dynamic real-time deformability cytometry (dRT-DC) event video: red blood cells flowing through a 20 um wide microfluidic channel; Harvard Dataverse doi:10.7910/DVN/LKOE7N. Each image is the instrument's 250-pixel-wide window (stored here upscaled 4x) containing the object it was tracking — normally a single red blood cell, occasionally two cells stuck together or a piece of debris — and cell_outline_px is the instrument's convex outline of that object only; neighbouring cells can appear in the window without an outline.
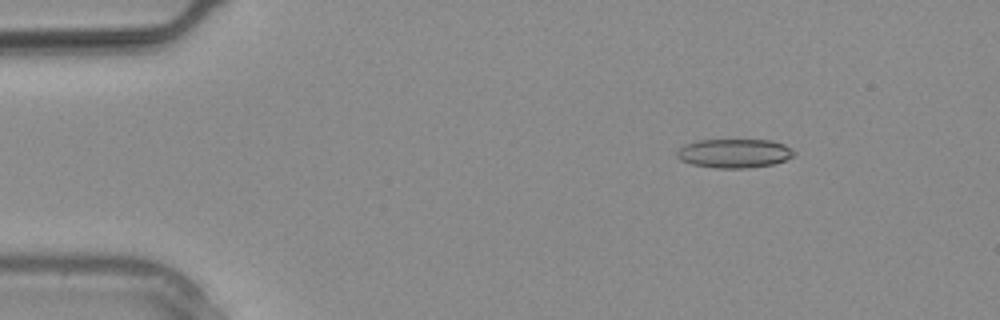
{"species": "common noctule bat (a hibernating species)", "species_latin": "Nyctalus noctula", "temperature_condition": "warm", "stored_images_in_passage": 3, "camera_frame_rate_fps": 3000, "um_per_image_px": 0.085, "animal": {"sex": "male", "body_mass_g": 20.4}, "frame": {"image": 1, "passage_image": 2, "time_ms": 0.333, "image_size_px": [1000, 320], "cell_outline_px": [[796, 152], [792, 156], [784, 160], [772, 164], [748, 168], [716, 168], [692, 164], [680, 160], [676, 156], [676, 152], [684, 144], [696, 140], [772, 140], [784, 144]], "centroid_in_image_um": [62.38, 13.03], "position_along_channel_um": 22.6, "area_um2": 19.77}}